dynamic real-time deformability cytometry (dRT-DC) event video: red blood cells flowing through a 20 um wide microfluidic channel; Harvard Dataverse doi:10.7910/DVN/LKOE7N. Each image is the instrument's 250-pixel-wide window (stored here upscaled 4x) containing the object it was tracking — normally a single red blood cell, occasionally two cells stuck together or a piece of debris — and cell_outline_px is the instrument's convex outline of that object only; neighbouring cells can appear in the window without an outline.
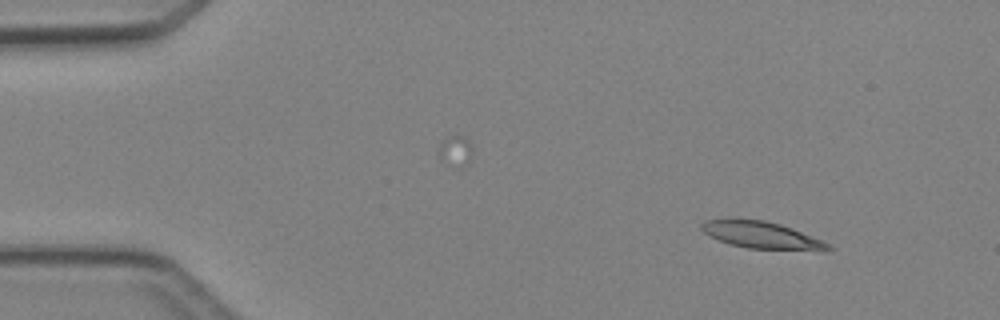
{"species": "Egyptian fruit bat (a non-hibernating species)", "species_latin": "Rousettus aegyptiacus", "temperature_condition": "cold", "stored_images_in_passage": 3, "camera_frame_rate_fps": 3000, "um_per_image_px": 0.085, "animal": {"sex": "female"}, "frame": {"image": 1, "passage_image": 1, "time_ms": 0.0, "image_size_px": [1000, 320], "cell_outline_px": [[836, 248], [748, 248], [732, 244], [720, 240], [704, 232], [700, 228], [700, 224], [704, 220], [728, 216], [732, 216], [764, 220], [780, 224], [792, 228], [832, 244]], "centroid_in_image_um": [64.56, 19.88], "position_along_channel_um": 20.4, "area_um2": 19.59}}